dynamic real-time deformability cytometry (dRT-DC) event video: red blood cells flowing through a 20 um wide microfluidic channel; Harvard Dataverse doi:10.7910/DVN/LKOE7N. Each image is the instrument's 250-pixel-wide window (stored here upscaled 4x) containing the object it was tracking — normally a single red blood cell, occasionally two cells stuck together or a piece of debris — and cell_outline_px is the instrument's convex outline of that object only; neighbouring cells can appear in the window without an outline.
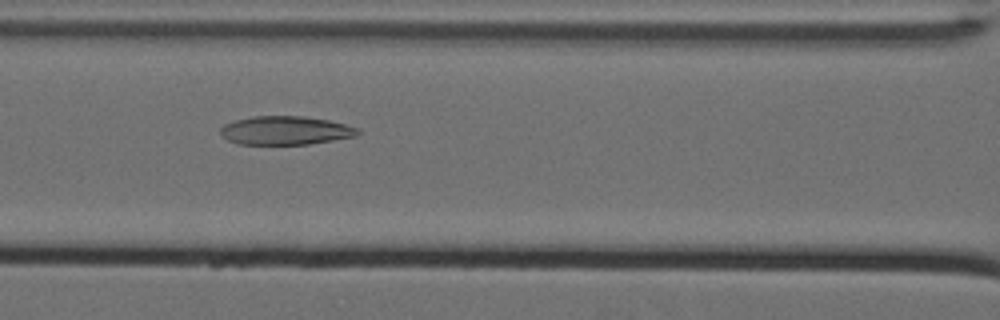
{"species": "Egyptian fruit bat (a non-hibernating species)", "species_latin": "Rousettus aegyptiacus", "temperature_condition": "cold", "stored_images_in_passage": 59, "camera_frame_rate_fps": 3000, "um_per_image_px": 0.085, "animal": {"sex": "female"}, "frame": {"image": 1, "passage_image": 28, "time_ms": 9.0, "image_size_px": [1000, 320], "cell_outline_px": [[360, 132], [356, 136], [308, 144], [240, 144], [228, 140], [220, 136], [220, 128], [224, 124], [236, 120], [252, 116], [304, 116], [328, 120], [360, 128]], "centroid_in_image_um": [24.25, 11.08], "position_along_channel_um": 142.4, "area_um2": 22.89}}
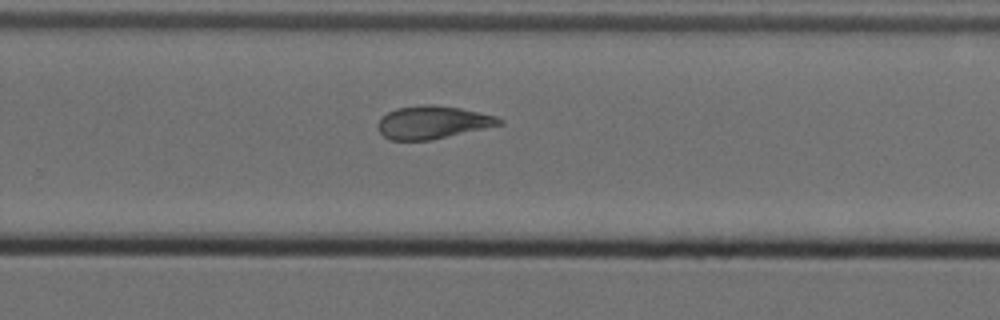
{"frame": {"image": 2, "passage_image": 41, "time_ms": 13.333, "image_size_px": [1000, 320], "cell_outline_px": [[504, 124], [448, 136], [428, 140], [388, 140], [380, 132], [376, 124], [380, 116], [396, 108], [424, 104], [432, 104], [460, 108], [496, 116], [504, 120]], "centroid_in_image_um": [36.74, 10.39], "position_along_channel_um": 293.1, "area_um2": 23.29}}
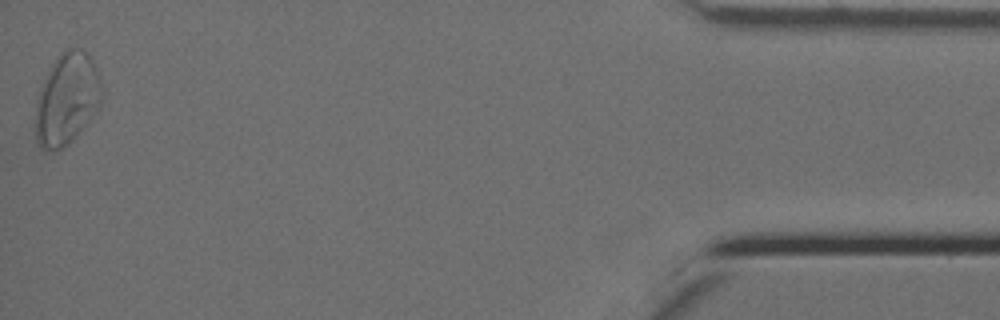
{"frame": {"image": 3, "passage_image": 59, "time_ms": 19.333, "image_size_px": [1000, 320], "cell_outline_px": [[104, 96], [96, 112], [76, 136], [64, 148], [56, 152], [40, 148], [36, 140], [36, 100], [44, 76], [48, 68], [60, 52], [64, 48], [76, 48], [88, 52], [96, 68], [104, 92]], "centroid_in_image_um": [5.69, 8.4], "position_along_channel_um": 429.5, "area_um2": 36.01}, "authors_computed_cell_mechanics": {"area_um2": 27.744, "velocity_mm_per_s": 3.4813, "shape_relaxation_time_tau1_ms": null, "shape_relaxation_time_tau2_ms": 5.2084, "deformation_change_tau1": null, "deformation_change_tau2": 0.1182}}